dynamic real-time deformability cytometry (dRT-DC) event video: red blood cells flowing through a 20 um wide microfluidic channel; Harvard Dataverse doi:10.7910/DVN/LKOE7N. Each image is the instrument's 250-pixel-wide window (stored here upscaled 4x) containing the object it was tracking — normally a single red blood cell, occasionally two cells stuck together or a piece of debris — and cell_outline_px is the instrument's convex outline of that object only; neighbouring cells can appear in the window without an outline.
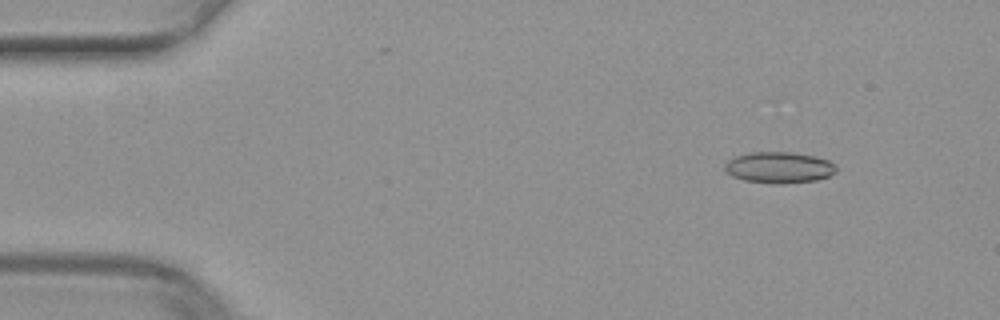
{"species": "common noctule bat (a hibernating species)", "species_latin": "Nyctalus noctula", "temperature_condition": "warm", "stored_images_in_passage": 51, "camera_frame_rate_fps": 3000, "um_per_image_px": 0.085, "animal": {"sex": "female", "body_mass_g": 29.2, "forearm_length_mm": 56.3}, "frame": {"image": 1, "passage_image": 6, "time_ms": 1.667, "image_size_px": [1000, 320], "cell_outline_px": [[836, 172], [828, 176], [816, 180], [784, 184], [776, 184], [744, 180], [732, 176], [724, 172], [724, 164], [728, 160], [736, 156], [752, 152], [792, 152], [812, 156], [828, 160], [836, 168]], "centroid_in_image_um": [66.17, 14.24], "position_along_channel_um": 18.8, "area_um2": 20.23}}
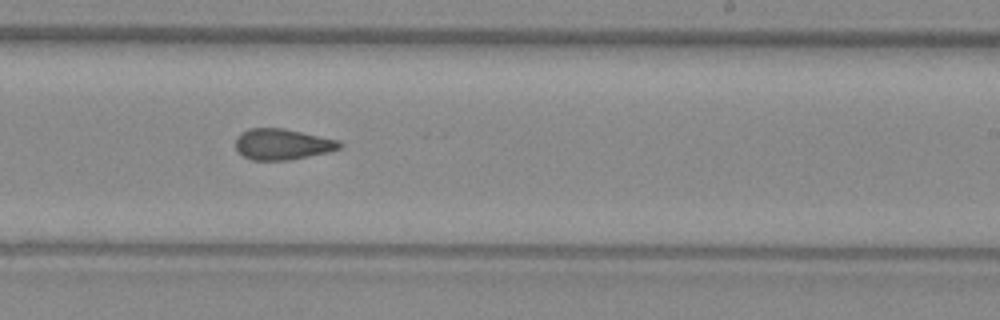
{"frame": {"image": 2, "passage_image": 31, "time_ms": 10.0, "image_size_px": [1000, 320], "cell_outline_px": [[344, 144], [340, 148], [328, 152], [288, 160], [252, 160], [244, 156], [236, 148], [236, 136], [240, 132], [248, 128], [284, 128], [340, 140]], "centroid_in_image_um": [24.01, 12.24], "position_along_channel_um": 265.0, "area_um2": 18.84}}
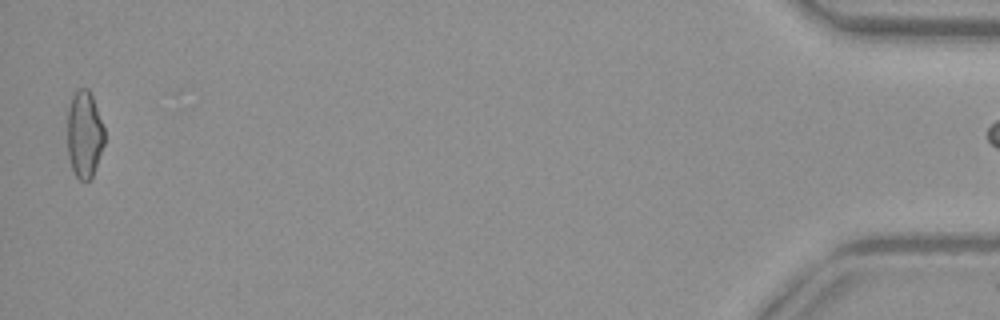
{"frame": {"image": 3, "passage_image": 50, "time_ms": 16.333, "image_size_px": [1000, 320], "cell_outline_px": [[104, 144], [92, 176], [88, 180], [80, 180], [76, 176], [72, 168], [68, 156], [68, 108], [72, 96], [80, 88], [88, 88], [92, 96], [104, 128]], "centroid_in_image_um": [7.17, 11.41], "position_along_channel_um": 428.0, "area_um2": 18.5}}